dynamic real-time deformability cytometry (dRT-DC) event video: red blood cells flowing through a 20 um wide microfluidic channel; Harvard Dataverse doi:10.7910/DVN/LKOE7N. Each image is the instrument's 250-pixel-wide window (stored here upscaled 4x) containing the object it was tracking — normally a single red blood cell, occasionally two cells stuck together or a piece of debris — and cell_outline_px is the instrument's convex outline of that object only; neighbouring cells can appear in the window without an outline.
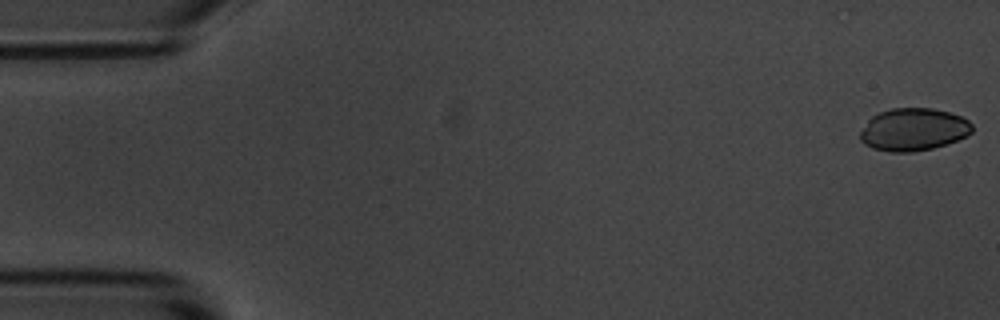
{"species": "common noctule bat (a hibernating species)", "species_latin": "Nyctalus noctula", "temperature_condition": "room temperature", "stored_images_in_passage": 4, "camera_frame_rate_fps": 3000, "um_per_image_px": 0.085, "animal": {"sex": "male", "body_mass_g": 20.1, "forearm_length_mm": 53.5}, "frame": {"image": 1, "passage_image": 1, "time_ms": 0.0, "image_size_px": [1000, 320], "cell_outline_px": [[972, 132], [956, 140], [932, 148], [912, 152], [888, 152], [872, 148], [864, 144], [860, 140], [860, 132], [868, 120], [872, 116], [880, 112], [892, 108], [932, 108], [948, 112], [960, 116], [968, 120], [972, 124]], "centroid_in_image_um": [77.61, 11.01], "position_along_channel_um": 7.4, "area_um2": 27.63}}